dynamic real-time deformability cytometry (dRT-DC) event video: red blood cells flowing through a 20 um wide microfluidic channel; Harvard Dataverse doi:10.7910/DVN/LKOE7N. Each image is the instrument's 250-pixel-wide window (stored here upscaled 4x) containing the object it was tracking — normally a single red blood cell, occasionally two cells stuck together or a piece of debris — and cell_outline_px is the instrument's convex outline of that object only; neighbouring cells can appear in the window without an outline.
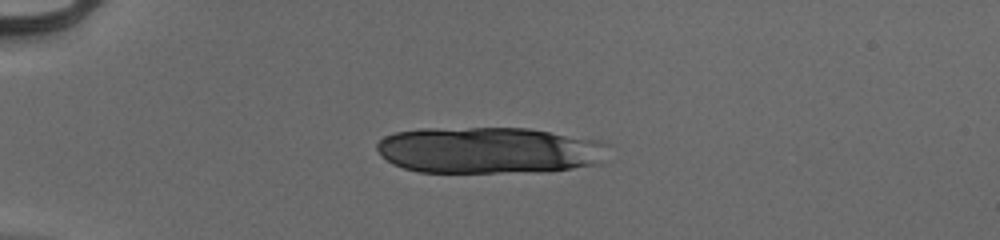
{"species": "human", "species_latin": "Homo sapiens", "temperature_condition": "cold", "stored_images_in_passage": 39, "camera_frame_rate_fps": 3000, "um_per_image_px": 0.085, "donor": {"sex": "male"}, "frame": {"image": 1, "passage_image": 1, "time_ms": 0.0, "image_size_px": [1000, 240], "cell_outline_px": [[600, 144], [596, 164], [572, 168], [544, 172], [420, 172], [404, 168], [392, 164], [376, 148], [376, 144], [384, 136], [396, 132], [420, 128], [528, 128], [600, 140]], "centroid_in_image_um": [41.41, 12.76], "position_along_channel_um": 43.6, "area_um2": 61.96}}
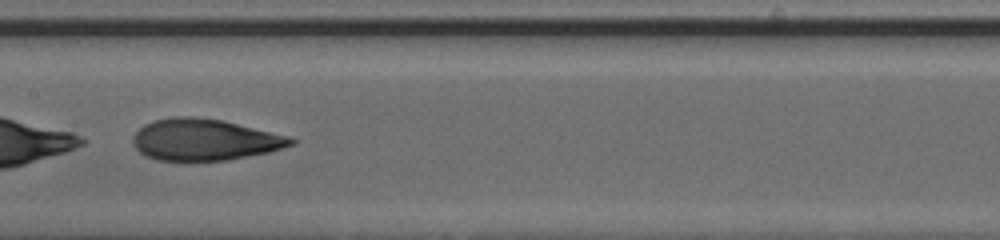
{"frame": {"image": 2, "passage_image": 16, "time_ms": 5.0, "image_size_px": [1000, 240], "cell_outline_px": [[296, 144], [268, 152], [228, 160], [156, 160], [140, 152], [132, 144], [132, 136], [144, 124], [156, 120], [172, 116], [192, 116], [224, 120], [288, 136], [296, 140]], "centroid_in_image_um": [17.38, 11.86], "position_along_channel_um": 190.0, "area_um2": 38.15}}
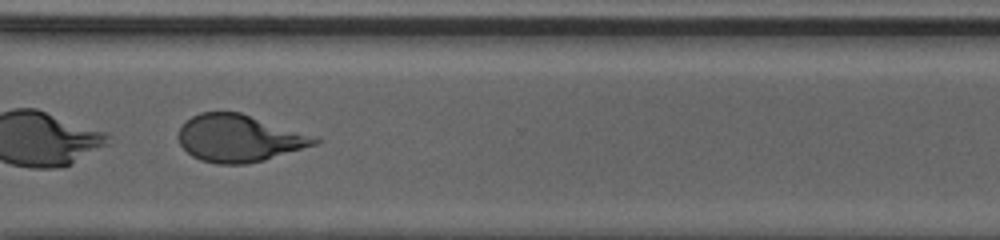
{"frame": {"image": 3, "passage_image": 28, "time_ms": 9.0, "image_size_px": [1000, 240], "cell_outline_px": [[320, 140], [316, 144], [264, 160], [248, 164], [216, 164], [200, 160], [192, 156], [180, 144], [180, 128], [192, 116], [200, 112], [240, 112], [320, 136]], "centroid_in_image_um": [20.39, 11.75], "position_along_channel_um": 350.2, "area_um2": 37.51}, "authors_computed_cell_mechanics": {"area_um2": 39.015, "velocity_mm_per_s": 4.0069, "shape_relaxation_time_tau1_ms": 5.6076, "shape_relaxation_time_tau2_ms": 0.9942, "deformation_change_tau1": 0.2352, "deformation_change_tau2": 0.0817}}